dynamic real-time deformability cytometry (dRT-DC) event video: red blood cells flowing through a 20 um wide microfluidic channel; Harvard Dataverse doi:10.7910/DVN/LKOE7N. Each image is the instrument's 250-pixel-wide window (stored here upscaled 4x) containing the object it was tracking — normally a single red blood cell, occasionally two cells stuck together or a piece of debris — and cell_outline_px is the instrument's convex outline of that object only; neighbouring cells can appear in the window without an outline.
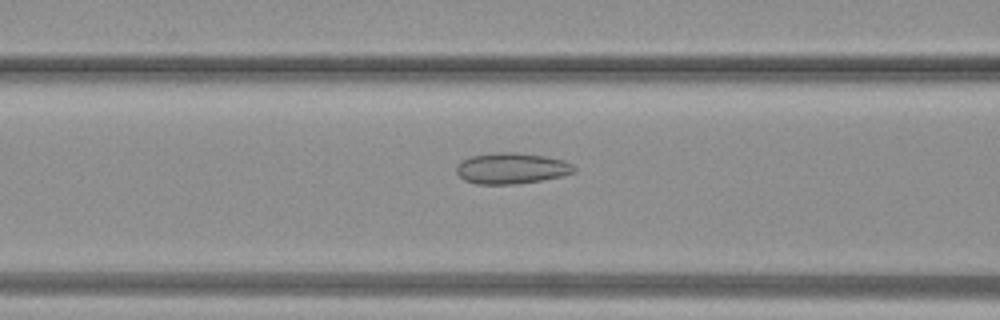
{"species": "common noctule bat (a hibernating species)", "species_latin": "Nyctalus noctula", "temperature_condition": "warm", "stored_images_in_passage": 39, "camera_frame_rate_fps": 3000, "um_per_image_px": 0.085, "animal": {"sex": "female", "body_mass_g": 19.3, "forearm_length_mm": 54.1}, "frame": {"image": 1, "passage_image": 16, "time_ms": 5.0, "image_size_px": [1000, 320], "cell_outline_px": [[576, 172], [560, 176], [540, 180], [516, 184], [476, 184], [464, 180], [456, 172], [456, 164], [460, 160], [468, 156], [496, 152], [516, 152], [544, 156], [564, 160], [572, 164], [576, 168]], "centroid_in_image_um": [43.44, 14.29], "position_along_channel_um": 123.2, "area_um2": 21.44}}
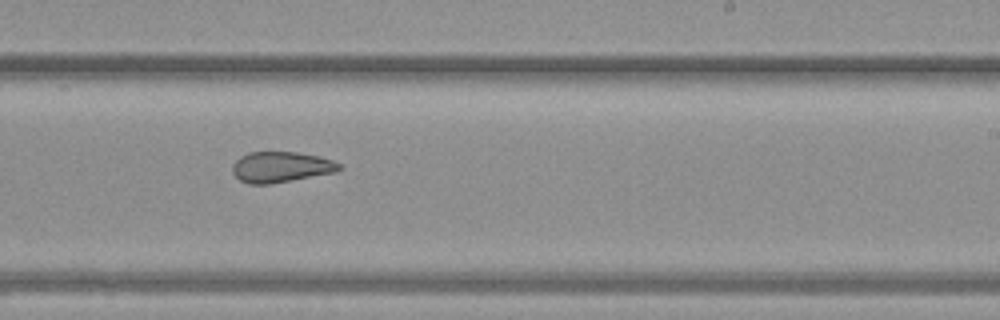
{"frame": {"image": 2, "passage_image": 24, "time_ms": 7.667, "image_size_px": [1000, 320], "cell_outline_px": [[344, 168], [336, 172], [272, 184], [248, 184], [240, 180], [232, 172], [232, 164], [240, 156], [248, 152], [296, 152], [316, 156], [332, 160], [340, 164]], "centroid_in_image_um": [23.87, 14.2], "position_along_channel_um": 265.1, "area_um2": 19.19}}
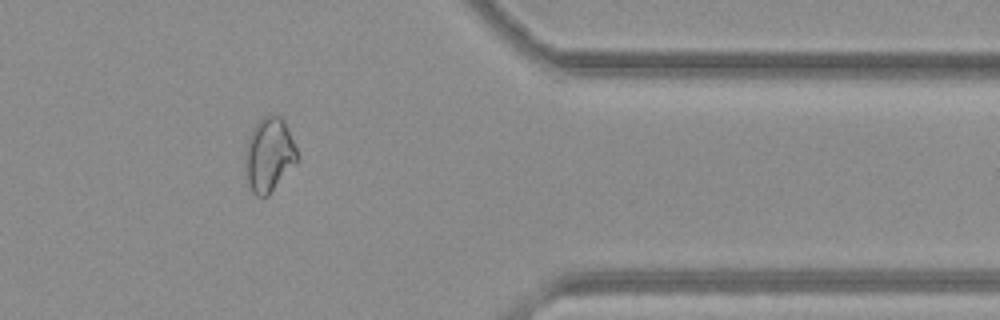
{"frame": {"image": 3, "passage_image": 32, "time_ms": 10.333, "image_size_px": [1000, 320], "cell_outline_px": [[300, 160], [268, 196], [256, 196], [252, 192], [244, 168], [244, 152], [248, 136], [252, 128], [268, 112], [272, 112], [280, 116], [284, 120], [300, 156]], "centroid_in_image_um": [22.88, 13.13], "position_along_channel_um": 388.5, "area_um2": 23.12}}